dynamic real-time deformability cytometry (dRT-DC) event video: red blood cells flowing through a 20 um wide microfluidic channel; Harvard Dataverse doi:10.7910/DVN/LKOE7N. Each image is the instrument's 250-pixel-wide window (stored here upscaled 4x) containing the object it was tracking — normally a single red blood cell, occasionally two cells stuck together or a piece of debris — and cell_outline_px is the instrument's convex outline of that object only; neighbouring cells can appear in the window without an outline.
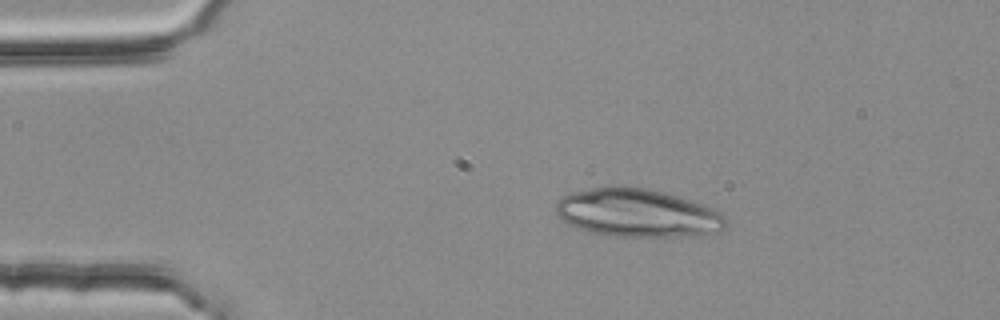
{"species": "common noctule bat (a hibernating species)", "species_latin": "Nyctalus noctula", "temperature_condition": "room temperature", "stored_images_in_passage": 43, "camera_frame_rate_fps": 3000, "um_per_image_px": 0.085, "animal": {"sex": "female", "body_mass_g": 25.1}, "frame": {"image": 1, "passage_image": 1, "time_ms": 0.0, "image_size_px": [1000, 320], "cell_outline_px": [[728, 224], [720, 232], [700, 236], [608, 236], [576, 228], [568, 224], [556, 216], [556, 200], [572, 192], [592, 188], [648, 188], [676, 196], [712, 208], [720, 212], [724, 216]], "centroid_in_image_um": [54.19, 18.14], "position_along_channel_um": 30.8, "area_um2": 47.4}}
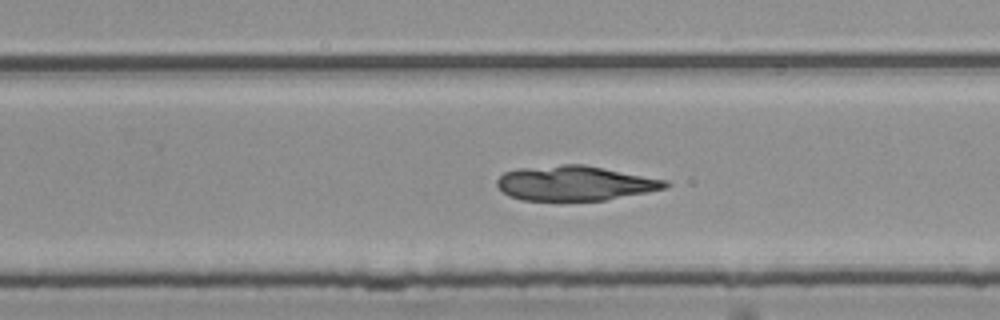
{"frame": {"image": 2, "passage_image": 25, "time_ms": 8.0, "image_size_px": [1000, 320], "cell_outline_px": [[672, 184], [668, 188], [648, 192], [604, 200], [560, 204], [556, 204], [520, 200], [508, 196], [496, 184], [496, 180], [504, 172], [516, 168], [560, 164], [584, 164], [668, 180]], "centroid_in_image_um": [48.84, 15.62], "position_along_channel_um": 281.0, "area_um2": 35.66}}
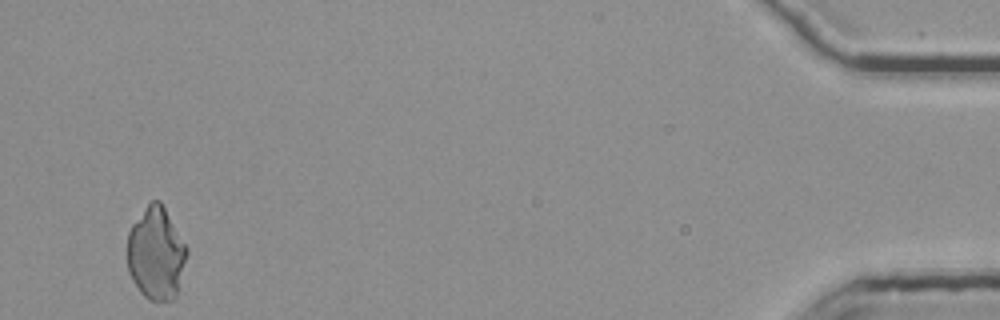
{"frame": {"image": 3, "passage_image": 43, "time_ms": 14.0, "image_size_px": [1000, 320], "cell_outline_px": [[188, 252], [176, 300], [156, 304], [148, 300], [140, 292], [132, 280], [128, 272], [128, 232], [132, 224], [148, 204], [152, 200], [160, 200], [188, 248]], "centroid_in_image_um": [13.28, 21.62], "position_along_channel_um": 421.9, "area_um2": 32.6}}